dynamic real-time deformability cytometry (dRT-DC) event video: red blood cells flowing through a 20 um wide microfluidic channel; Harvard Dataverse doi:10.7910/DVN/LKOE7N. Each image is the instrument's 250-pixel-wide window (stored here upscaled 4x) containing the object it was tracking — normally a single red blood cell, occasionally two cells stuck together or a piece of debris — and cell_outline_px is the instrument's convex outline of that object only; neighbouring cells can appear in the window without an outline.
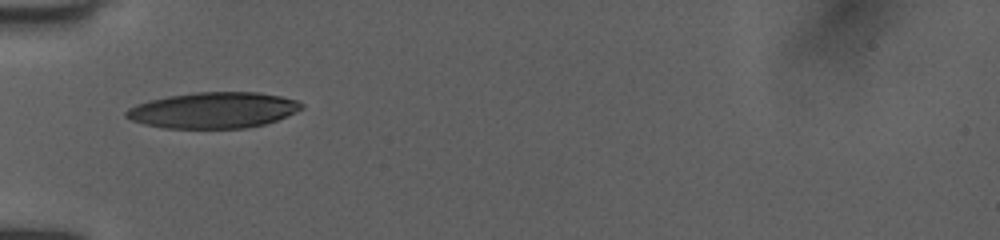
{"species": "human", "species_latin": "Homo sapiens", "temperature_condition": "room temperature", "stored_images_in_passage": 34, "camera_frame_rate_fps": 3000, "um_per_image_px": 0.085, "donor": {"sex": "female"}, "frame": {"image": 1, "passage_image": 1, "time_ms": 0.0, "image_size_px": [1000, 240], "cell_outline_px": [[304, 108], [288, 116], [264, 124], [244, 128], [164, 128], [144, 124], [132, 120], [124, 116], [124, 112], [128, 108], [136, 104], [148, 100], [168, 96], [196, 92], [256, 92], [280, 96], [296, 100], [304, 104]], "centroid_in_image_um": [18.12, 9.36], "position_along_channel_um": 66.9, "area_um2": 36.82}}
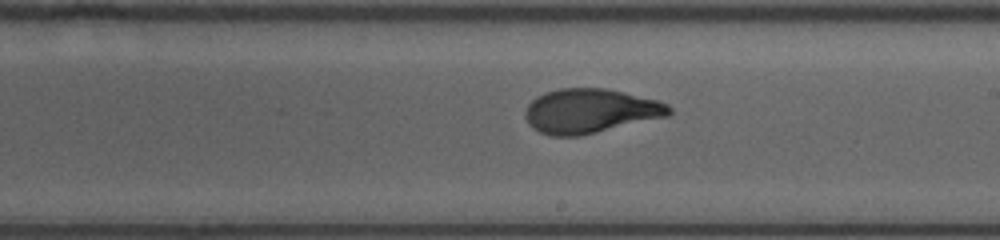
{"frame": {"image": 2, "passage_image": 14, "time_ms": 4.333, "image_size_px": [1000, 240], "cell_outline_px": [[672, 112], [668, 116], [580, 136], [552, 136], [540, 132], [532, 128], [528, 124], [524, 116], [524, 112], [528, 104], [536, 96], [544, 92], [560, 88], [604, 88], [624, 92], [656, 100], [668, 104], [672, 108]], "centroid_in_image_um": [50.14, 9.43], "position_along_channel_um": 238.9, "area_um2": 37.34}}
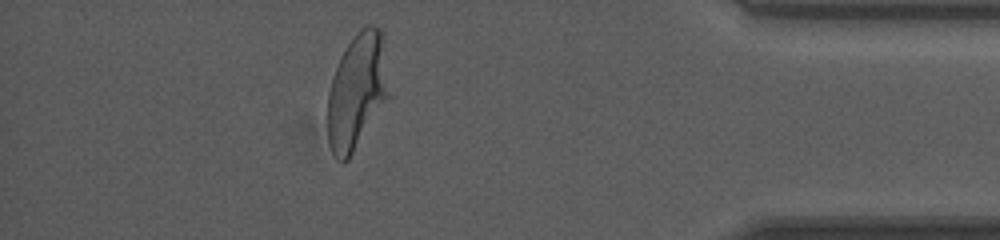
{"frame": {"image": 3, "passage_image": 29, "time_ms": 9.333, "image_size_px": [1000, 240], "cell_outline_px": [[392, 96], [348, 160], [340, 160], [332, 152], [328, 140], [328, 92], [336, 68], [348, 44], [356, 32], [360, 28], [368, 24], [372, 24], [380, 28], [384, 36]], "centroid_in_image_um": [30.43, 7.72], "position_along_channel_um": 404.8, "area_um2": 42.19}, "authors_computed_cell_mechanics": {"area_um2": 37.6567, "velocity_mm_per_s": 4.0301, "shape_relaxation_time_tau1_ms": 3.9337, "shape_relaxation_time_tau2_ms": 0.6713, "deformation_change_tau1": 0.1824, "deformation_change_tau2": 0.0587}}